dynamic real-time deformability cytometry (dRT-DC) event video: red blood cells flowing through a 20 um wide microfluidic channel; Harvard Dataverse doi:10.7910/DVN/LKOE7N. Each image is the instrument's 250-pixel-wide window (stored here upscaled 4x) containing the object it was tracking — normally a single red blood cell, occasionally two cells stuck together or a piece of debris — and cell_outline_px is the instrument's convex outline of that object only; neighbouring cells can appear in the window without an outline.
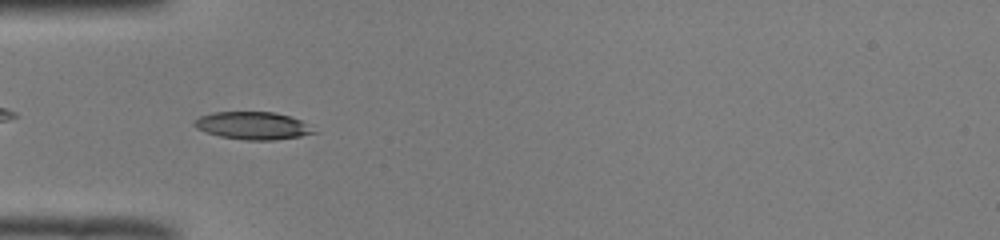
{"species": "common noctule bat (a hibernating species)", "species_latin": "Nyctalus noctula", "temperature_condition": "room temperature", "stored_images_in_passage": 41, "camera_frame_rate_fps": 3000, "um_per_image_px": 0.085, "animal": {"sex": "male", "body_mass_g": 19.0, "forearm_length_mm": 50.8}, "frame": {"image": 1, "passage_image": 6, "time_ms": 1.667, "image_size_px": [1000, 240], "cell_outline_px": [[320, 132], [300, 136], [272, 140], [244, 140], [220, 136], [196, 128], [192, 124], [200, 116], [212, 112], [276, 112], [300, 120]], "centroid_in_image_um": [21.5, 10.68], "position_along_channel_um": 63.5, "area_um2": 19.13}}
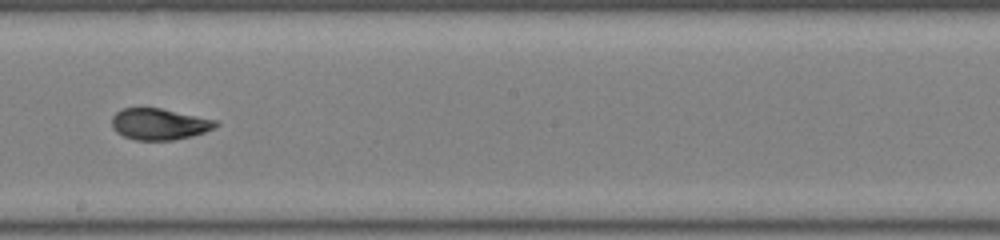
{"frame": {"image": 2, "passage_image": 19, "time_ms": 6.0, "image_size_px": [1000, 240], "cell_outline_px": [[220, 124], [204, 132], [192, 136], [172, 140], [136, 140], [124, 136], [116, 132], [112, 128], [112, 116], [120, 108], [160, 108], [216, 120]], "centroid_in_image_um": [13.5, 10.55], "position_along_channel_um": 234.7, "area_um2": 18.9}}
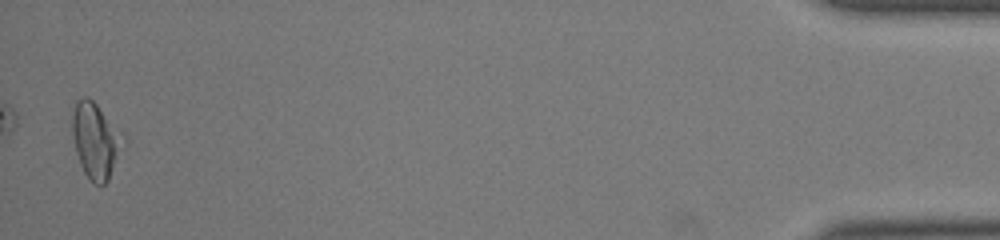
{"frame": {"image": 3, "passage_image": 40, "time_ms": 13.0, "image_size_px": [1000, 240], "cell_outline_px": [[112, 164], [108, 180], [100, 188], [92, 184], [84, 172], [80, 164], [76, 152], [72, 136], [72, 112], [76, 100], [84, 96], [92, 100], [96, 104], [112, 136]], "centroid_in_image_um": [7.82, 12.0], "position_along_channel_um": 427.4, "area_um2": 19.02}, "authors_computed_cell_mechanics": {"area_um2": 18.9006, "velocity_mm_per_s": 3.9942, "shape_relaxation_time_tau1_ms": null, "shape_relaxation_time_tau2_ms": 1.2969, "deformation_change_tau1": null, "deformation_change_tau2": 0.0724}}